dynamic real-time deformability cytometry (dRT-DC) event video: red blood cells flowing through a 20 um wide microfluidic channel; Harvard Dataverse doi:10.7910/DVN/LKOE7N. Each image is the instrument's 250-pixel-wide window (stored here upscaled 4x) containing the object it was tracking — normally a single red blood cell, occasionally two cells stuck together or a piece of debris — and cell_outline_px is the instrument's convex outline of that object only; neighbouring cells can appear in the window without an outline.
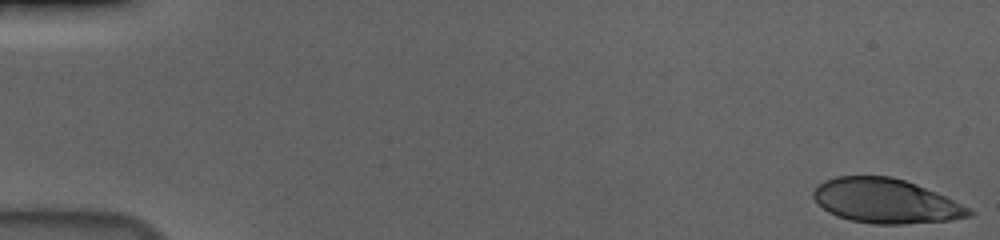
{"species": "human", "species_latin": "Homo sapiens", "temperature_condition": "cold", "stored_images_in_passage": 56, "camera_frame_rate_fps": 3000, "um_per_image_px": 0.085, "donor": {"sex": "male"}, "frame": {"image": 1, "passage_image": 1, "time_ms": 0.0, "image_size_px": [1000, 240], "cell_outline_px": [[976, 212], [972, 216], [948, 220], [904, 224], [872, 224], [852, 220], [836, 216], [828, 212], [816, 204], [812, 196], [812, 192], [824, 180], [836, 176], [888, 176], [904, 180], [916, 184], [936, 192]], "centroid_in_image_um": [75.24, 17.09], "position_along_channel_um": 9.8, "area_um2": 40.23}}
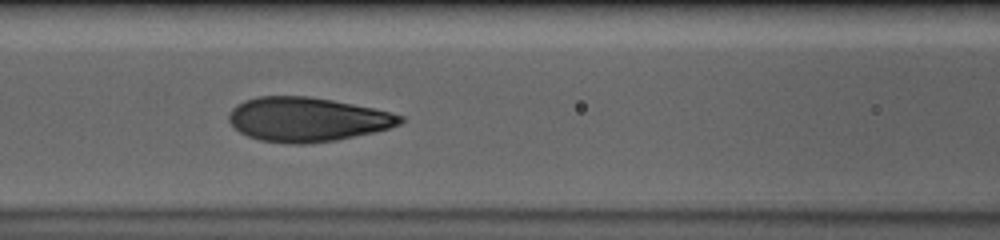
{"frame": {"image": 2, "passage_image": 25, "time_ms": 8.0, "image_size_px": [1000, 240], "cell_outline_px": [[404, 120], [400, 124], [388, 128], [372, 132], [336, 140], [308, 144], [292, 144], [260, 140], [248, 136], [240, 132], [228, 120], [228, 116], [232, 108], [236, 104], [244, 100], [256, 96], [308, 96], [332, 100], [376, 108], [404, 116]], "centroid_in_image_um": [26.1, 10.14], "position_along_channel_um": 140.5, "area_um2": 44.22}}
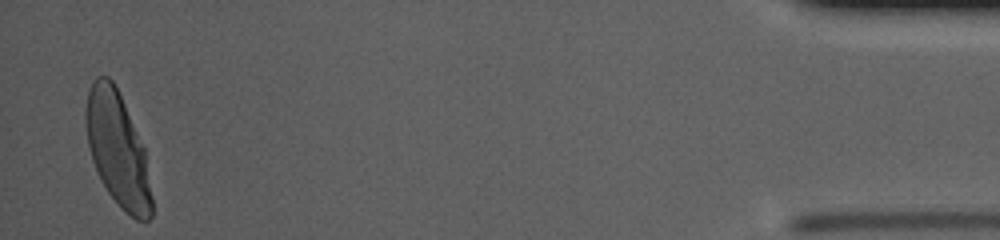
{"frame": {"image": 3, "passage_image": 55, "time_ms": 18.0, "image_size_px": [1000, 240], "cell_outline_px": [[152, 216], [148, 220], [136, 220], [124, 212], [120, 208], [108, 192], [92, 160], [88, 144], [88, 92], [92, 80], [96, 76], [108, 76], [112, 80], [124, 104], [144, 148], [152, 196]], "centroid_in_image_um": [10.03, 12.76], "position_along_channel_um": 425.2, "area_um2": 42.54}, "authors_computed_cell_mechanics": {"area_um2": 43.3789, "velocity_mm_per_s": 3.6656, "shape_relaxation_time_tau1_ms": 3.3906, "shape_relaxation_time_tau2_ms": null, "deformation_change_tau1": 0.1859, "deformation_change_tau2": null}}